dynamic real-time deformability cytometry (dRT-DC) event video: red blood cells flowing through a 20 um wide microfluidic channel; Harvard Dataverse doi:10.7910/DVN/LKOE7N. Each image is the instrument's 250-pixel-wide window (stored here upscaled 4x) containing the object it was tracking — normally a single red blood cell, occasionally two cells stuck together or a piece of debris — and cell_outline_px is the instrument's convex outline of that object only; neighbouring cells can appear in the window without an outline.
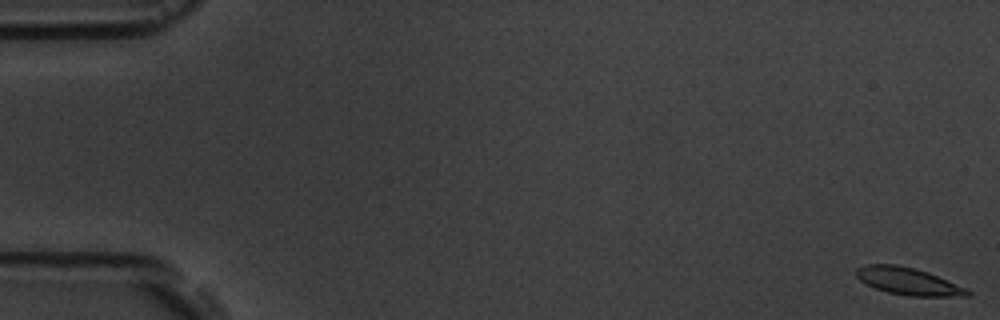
{"species": "common noctule bat (a hibernating species)", "species_latin": "Nyctalus noctula", "temperature_condition": "room temperature", "stored_images_in_passage": 6, "camera_frame_rate_fps": 3000, "um_per_image_px": 0.085, "animal": {"sex": "male", "body_mass_g": 19.5, "forearm_length_mm": 54.6}, "frame": {"image": 1, "passage_image": 1, "time_ms": 0.0, "image_size_px": [1000, 320], "cell_outline_px": [[972, 292], [968, 296], [908, 296], [888, 292], [864, 284], [856, 276], [856, 268], [864, 264], [896, 264], [928, 272], [968, 288]], "centroid_in_image_um": [77.19, 23.9], "position_along_channel_um": 7.8, "area_um2": 17.74}}
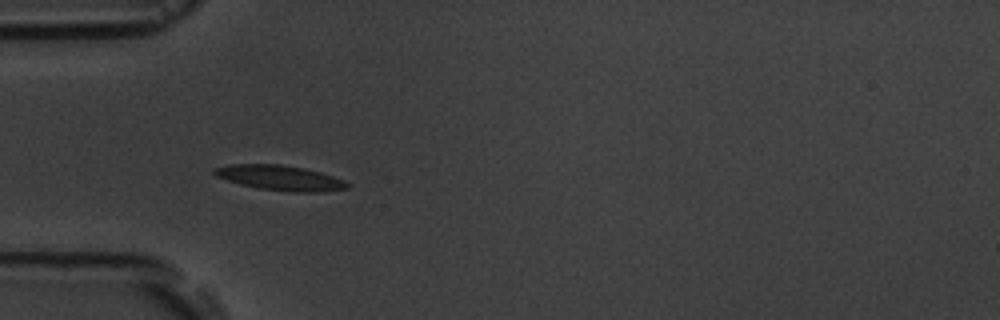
{"frame": {"image": 2, "passage_image": 5, "time_ms": 5.667, "image_size_px": [1000, 320], "cell_outline_px": [[352, 184], [348, 188], [320, 192], [292, 192], [260, 188], [240, 184], [216, 176], [212, 172], [212, 168], [228, 164], [280, 164], [304, 168], [320, 172], [344, 180]], "centroid_in_image_um": [23.81, 15.11], "position_along_channel_um": 61.2, "area_um2": 19.42}}
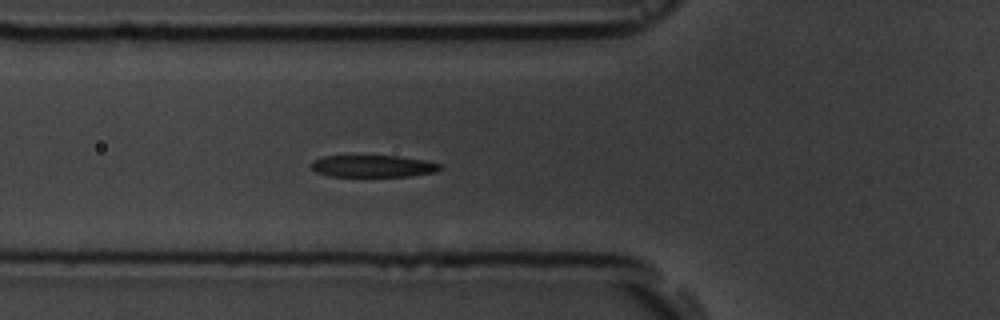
{"frame": {"image": 3, "passage_image": 6, "time_ms": 6.667, "image_size_px": [1000, 320], "cell_outline_px": [[444, 168], [436, 172], [412, 176], [328, 176], [316, 172], [312, 168], [312, 160], [324, 156], [396, 156], [424, 160], [444, 164]], "centroid_in_image_um": [31.76, 14.12], "position_along_channel_um": 94.0, "area_um2": 16.59}}